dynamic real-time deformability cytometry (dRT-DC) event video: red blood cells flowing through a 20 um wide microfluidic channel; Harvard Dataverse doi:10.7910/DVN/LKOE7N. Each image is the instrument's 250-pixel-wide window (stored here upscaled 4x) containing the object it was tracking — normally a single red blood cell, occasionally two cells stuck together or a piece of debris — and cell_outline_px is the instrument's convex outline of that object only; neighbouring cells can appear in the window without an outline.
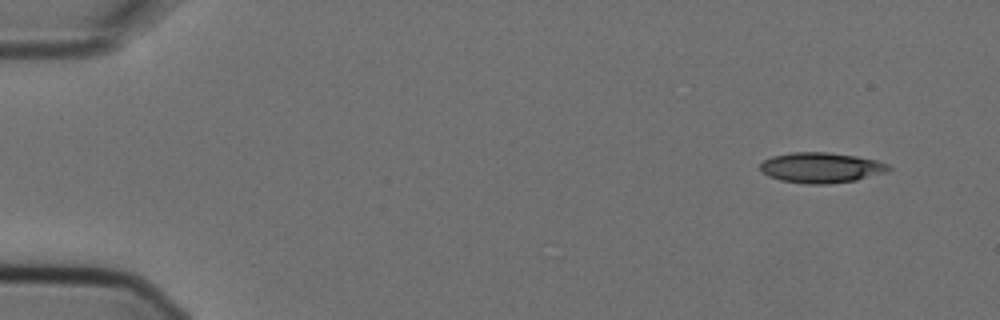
{"species": "Egyptian fruit bat (a non-hibernating species)", "species_latin": "Rousettus aegyptiacus", "temperature_condition": "cold", "stored_images_in_passage": 3, "camera_frame_rate_fps": 3000, "um_per_image_px": 0.085, "animal": {"sex": "female"}, "frame": {"image": 1, "passage_image": 1, "time_ms": 0.0, "image_size_px": [1000, 320], "cell_outline_px": [[892, 168], [888, 172], [856, 180], [828, 184], [804, 184], [780, 180], [768, 176], [760, 172], [760, 164], [764, 160], [772, 156], [792, 152], [828, 152], [856, 156], [876, 160], [888, 164]], "centroid_in_image_um": [69.79, 14.25], "position_along_channel_um": 15.2, "area_um2": 22.95}}